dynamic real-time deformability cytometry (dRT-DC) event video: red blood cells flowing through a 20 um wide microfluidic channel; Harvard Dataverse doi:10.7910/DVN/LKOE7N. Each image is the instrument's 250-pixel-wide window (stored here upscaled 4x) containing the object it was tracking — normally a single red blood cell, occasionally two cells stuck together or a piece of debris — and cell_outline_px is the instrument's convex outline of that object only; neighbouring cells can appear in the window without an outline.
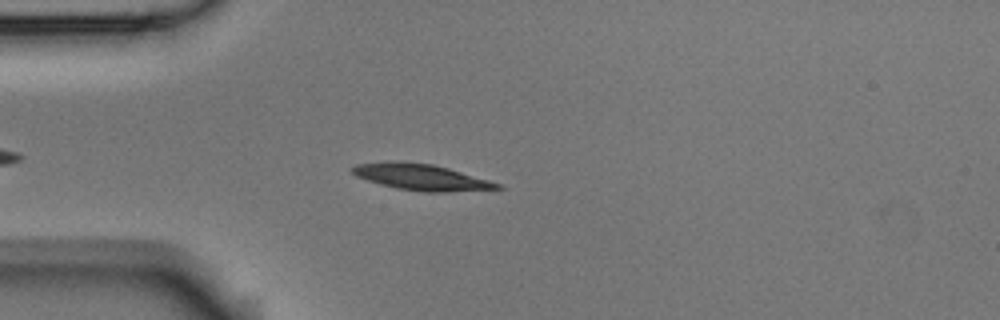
{"species": "Egyptian fruit bat (a non-hibernating species)", "species_latin": "Rousettus aegyptiacus", "temperature_condition": "room temperature", "stored_images_in_passage": 35, "camera_frame_rate_fps": 3000, "um_per_image_px": 0.085, "animal": {"sex": "male"}, "frame": {"image": 1, "passage_image": 7, "time_ms": 2.0, "image_size_px": [1000, 320], "cell_outline_px": [[504, 188], [448, 192], [424, 192], [396, 188], [380, 184], [356, 176], [352, 172], [352, 168], [356, 164], [388, 160], [400, 160], [432, 164], [448, 168], [488, 180], [500, 184]], "centroid_in_image_um": [35.76, 15.04], "position_along_channel_um": 49.2, "area_um2": 22.14}}
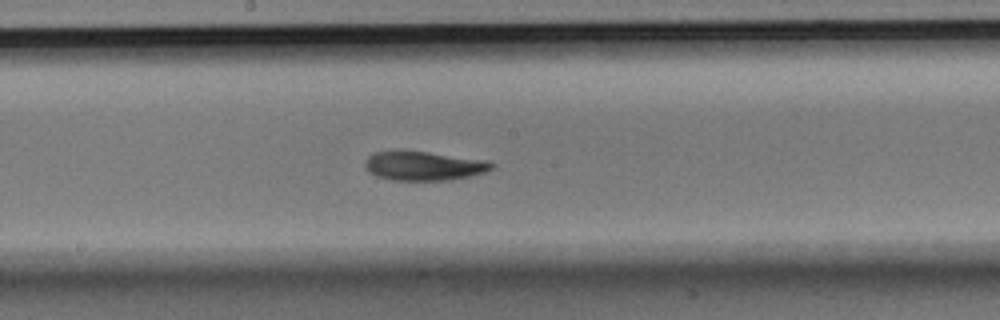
{"frame": {"image": 2, "passage_image": 21, "time_ms": 6.667, "image_size_px": [1000, 320], "cell_outline_px": [[496, 164], [492, 168], [484, 172], [472, 176], [452, 180], [388, 180], [376, 176], [368, 172], [364, 168], [364, 164], [368, 156], [376, 152], [428, 152], [488, 160]], "centroid_in_image_um": [36.04, 14.12], "position_along_channel_um": 212.2, "area_um2": 21.44}}
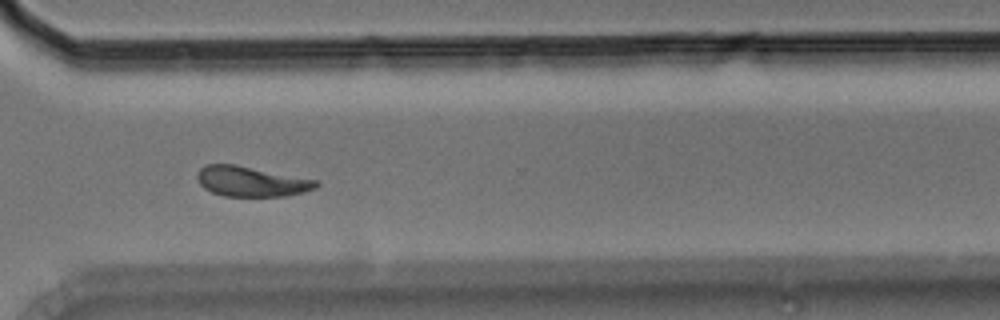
{"frame": {"image": 3, "passage_image": 32, "time_ms": 10.333, "image_size_px": [1000, 320], "cell_outline_px": [[320, 184], [316, 188], [304, 192], [284, 196], [224, 196], [212, 192], [204, 188], [200, 184], [196, 176], [200, 168], [208, 164], [236, 164], [316, 180]], "centroid_in_image_um": [21.35, 15.42], "position_along_channel_um": 349.3, "area_um2": 20.81}, "authors_computed_cell_mechanics": {"area_um2": 21.2704, "velocity_mm_per_s": 3.7459, "shape_relaxation_time_tau1_ms": 2.7996, "shape_relaxation_time_tau2_ms": 3.44, "deformation_change_tau1": 0.1235, "deformation_change_tau2": 0.0899}}